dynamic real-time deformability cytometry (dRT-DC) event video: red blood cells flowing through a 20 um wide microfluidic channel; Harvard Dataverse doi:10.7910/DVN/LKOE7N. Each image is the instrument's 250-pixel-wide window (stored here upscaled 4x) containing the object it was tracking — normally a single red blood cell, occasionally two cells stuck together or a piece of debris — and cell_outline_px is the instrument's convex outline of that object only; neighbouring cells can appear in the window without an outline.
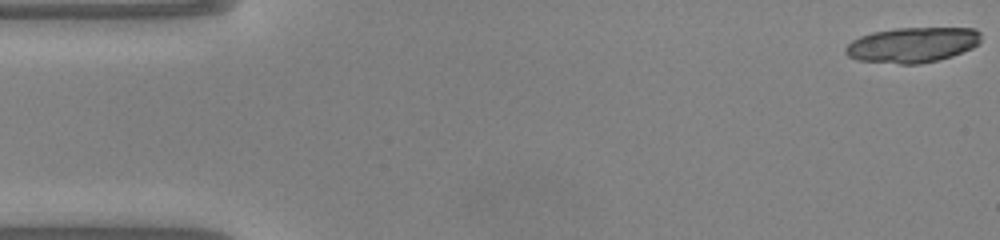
{"species": "common noctule bat (a hibernating species)", "species_latin": "Nyctalus noctula", "temperature_condition": "warm", "stored_images_in_passage": 15, "camera_frame_rate_fps": 3000, "um_per_image_px": 0.085, "animal": {"sex": "male", "body_mass_g": 20.0, "forearm_length_mm": 53.3}, "frame": {"image": 1, "passage_image": 1, "time_ms": 0.0, "image_size_px": [1000, 240], "cell_outline_px": [[980, 44], [972, 48], [952, 56], [920, 64], [900, 64], [856, 60], [848, 56], [844, 52], [844, 48], [852, 40], [860, 36], [872, 32], [896, 28], [976, 28], [980, 32]], "centroid_in_image_um": [77.54, 3.81], "position_along_channel_um": 7.5, "area_um2": 27.98}}